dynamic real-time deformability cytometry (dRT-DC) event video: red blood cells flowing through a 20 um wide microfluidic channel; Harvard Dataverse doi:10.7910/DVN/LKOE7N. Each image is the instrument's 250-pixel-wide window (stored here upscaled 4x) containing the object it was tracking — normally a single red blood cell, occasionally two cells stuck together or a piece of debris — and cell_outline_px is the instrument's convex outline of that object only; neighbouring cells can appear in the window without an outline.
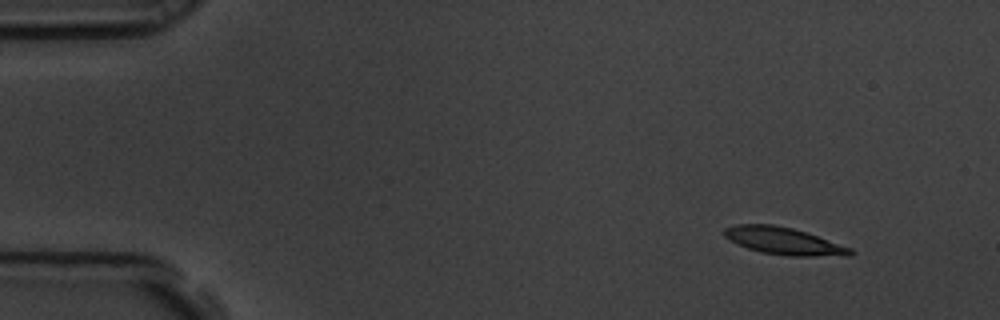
{"species": "common noctule bat (a hibernating species)", "species_latin": "Nyctalus noctula", "temperature_condition": "room temperature", "stored_images_in_passage": 4, "camera_frame_rate_fps": 3000, "um_per_image_px": 0.085, "animal": {"sex": "male", "body_mass_g": 19.5, "forearm_length_mm": 54.6}, "frame": {"image": 1, "passage_image": 1, "time_ms": 0.0, "image_size_px": [1000, 320], "cell_outline_px": [[856, 252], [852, 256], [788, 256], [760, 252], [748, 248], [724, 236], [724, 228], [736, 224], [772, 224], [792, 228], [852, 248]], "centroid_in_image_um": [66.66, 20.49], "position_along_channel_um": 18.3, "area_um2": 19.83}}
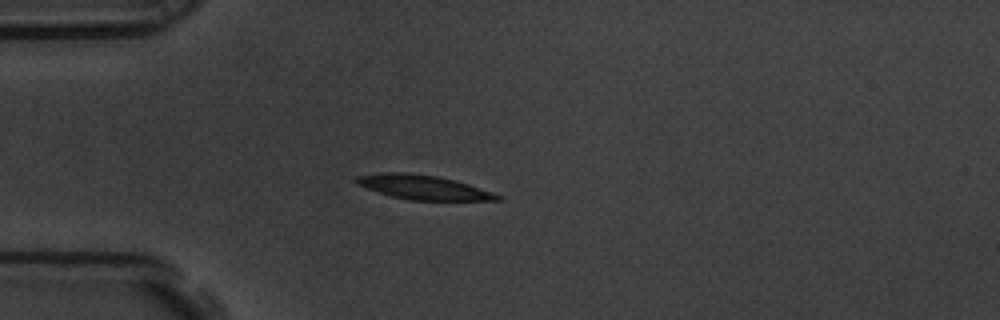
{"frame": {"image": 2, "passage_image": 4, "time_ms": 1.0, "image_size_px": [1000, 320], "cell_outline_px": [[504, 200], [408, 200], [392, 196], [356, 184], [352, 180], [356, 176], [388, 172], [404, 172], [436, 176], [468, 184], [504, 196]], "centroid_in_image_um": [35.98, 15.92], "position_along_channel_um": 49.0, "area_um2": 19.77}}